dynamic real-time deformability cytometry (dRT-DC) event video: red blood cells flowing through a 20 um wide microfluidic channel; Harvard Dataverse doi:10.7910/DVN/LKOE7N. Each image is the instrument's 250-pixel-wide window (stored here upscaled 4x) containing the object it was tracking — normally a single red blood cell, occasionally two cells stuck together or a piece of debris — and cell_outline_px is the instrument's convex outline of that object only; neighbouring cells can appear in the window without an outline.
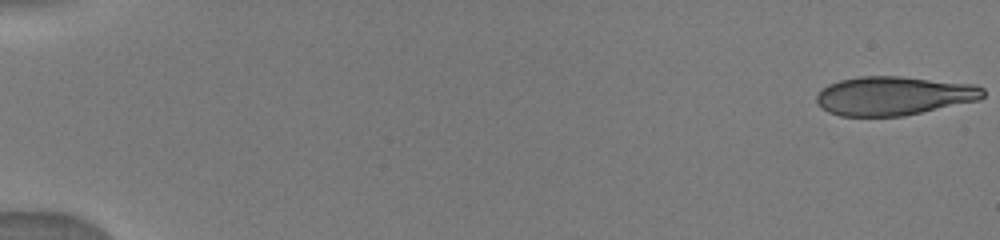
{"species": "human", "species_latin": "Homo sapiens", "temperature_condition": "warm", "stored_images_in_passage": 46, "camera_frame_rate_fps": 3000, "um_per_image_px": 0.085, "donor": {"sex": "male"}, "frame": {"image": 1, "passage_image": 1, "time_ms": 0.0, "image_size_px": [1000, 240], "cell_outline_px": [[984, 96], [980, 100], [904, 116], [840, 116], [828, 112], [816, 104], [816, 96], [828, 84], [840, 80], [860, 76], [900, 76], [976, 84], [984, 88]], "centroid_in_image_um": [75.99, 8.14], "position_along_channel_um": 9.0, "area_um2": 37.97}}
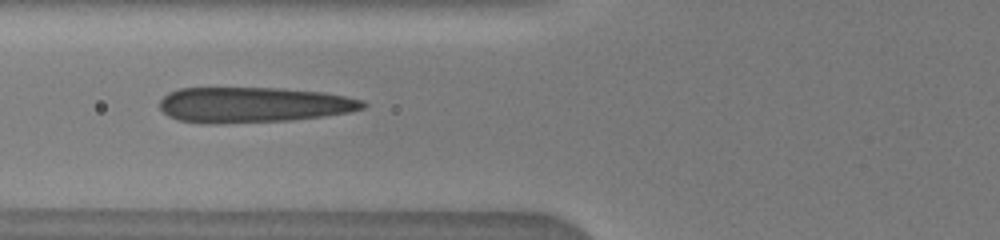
{"frame": {"image": 2, "passage_image": 35, "time_ms": 6.667, "image_size_px": [1000, 240], "cell_outline_px": [[368, 104], [364, 108], [348, 112], [324, 116], [292, 120], [216, 124], [204, 124], [176, 120], [168, 116], [160, 108], [160, 100], [168, 92], [180, 88], [284, 88], [324, 92], [364, 100]], "centroid_in_image_um": [21.52, 8.91], "position_along_channel_um": 104.3, "area_um2": 42.37}}
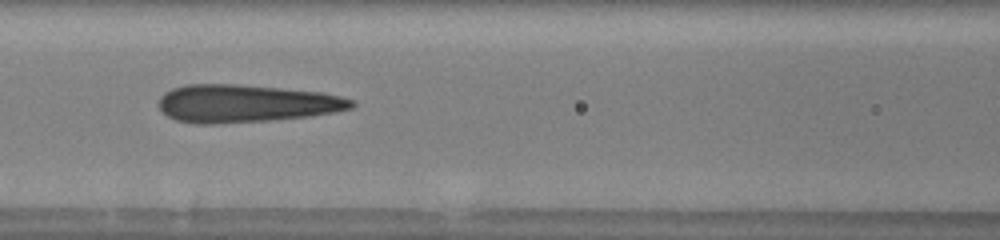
{"frame": {"image": 3, "passage_image": 40, "time_ms": 7.667, "image_size_px": [1000, 240], "cell_outline_px": [[356, 104], [352, 108], [332, 112], [308, 116], [268, 120], [212, 124], [196, 124], [176, 120], [168, 116], [160, 108], [160, 96], [164, 92], [172, 88], [188, 84], [240, 84], [324, 92], [340, 96], [352, 100]], "centroid_in_image_um": [20.89, 8.78], "position_along_channel_um": 145.7, "area_um2": 42.31}}